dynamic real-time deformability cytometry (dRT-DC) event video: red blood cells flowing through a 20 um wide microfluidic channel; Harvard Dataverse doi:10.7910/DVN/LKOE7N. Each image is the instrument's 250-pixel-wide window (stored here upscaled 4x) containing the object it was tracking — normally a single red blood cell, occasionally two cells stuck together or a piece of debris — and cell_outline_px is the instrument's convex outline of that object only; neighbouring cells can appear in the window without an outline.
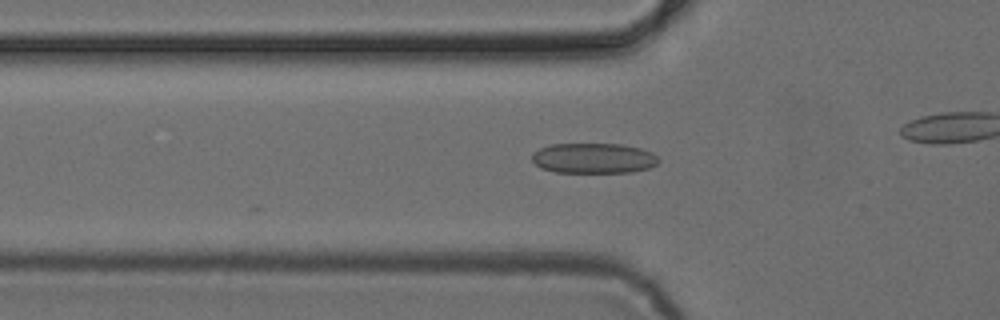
{"species": "common noctule bat (a hibernating species)", "species_latin": "Nyctalus noctula", "temperature_condition": "cold", "stored_images_in_passage": 34, "camera_frame_rate_fps": 3000, "um_per_image_px": 0.085, "animal": {"sex": "female", "body_mass_g": 24.6, "forearm_length_mm": 56.2}, "frame": {"image": 1, "passage_image": 10, "time_ms": 3.0, "image_size_px": [1000, 320], "cell_outline_px": [[660, 160], [652, 168], [632, 172], [556, 172], [540, 168], [532, 160], [532, 152], [540, 148], [552, 144], [620, 144], [640, 148], [652, 152]], "centroid_in_image_um": [50.46, 13.45], "position_along_channel_um": 75.3, "area_um2": 22.43}}
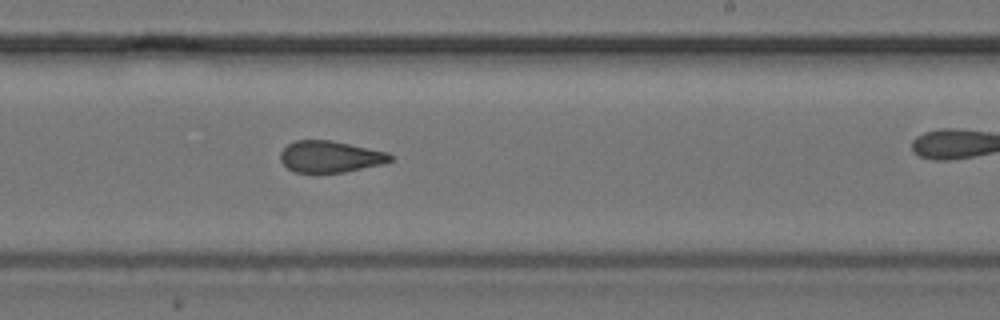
{"frame": {"image": 2, "passage_image": 24, "time_ms": 7.667, "image_size_px": [1000, 320], "cell_outline_px": [[392, 160], [384, 164], [344, 172], [316, 176], [296, 172], [288, 168], [280, 160], [280, 152], [288, 144], [296, 140], [332, 140], [388, 152], [392, 156]], "centroid_in_image_um": [28.05, 13.35], "position_along_channel_um": 261.0, "area_um2": 20.87}}
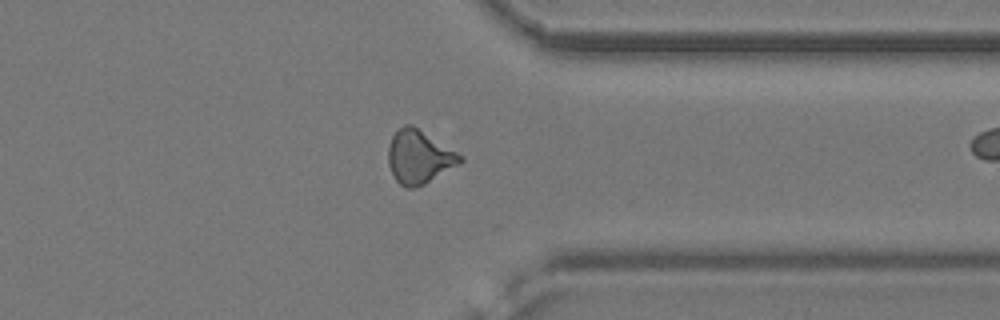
{"frame": {"image": 3, "passage_image": 33, "time_ms": 10.667, "image_size_px": [1000, 320], "cell_outline_px": [[464, 160], [460, 164], [424, 184], [416, 188], [404, 188], [396, 180], [388, 164], [388, 148], [392, 136], [404, 124], [412, 124], [464, 156]], "centroid_in_image_um": [35.63, 13.34], "position_along_channel_um": 375.8, "area_um2": 22.43}}